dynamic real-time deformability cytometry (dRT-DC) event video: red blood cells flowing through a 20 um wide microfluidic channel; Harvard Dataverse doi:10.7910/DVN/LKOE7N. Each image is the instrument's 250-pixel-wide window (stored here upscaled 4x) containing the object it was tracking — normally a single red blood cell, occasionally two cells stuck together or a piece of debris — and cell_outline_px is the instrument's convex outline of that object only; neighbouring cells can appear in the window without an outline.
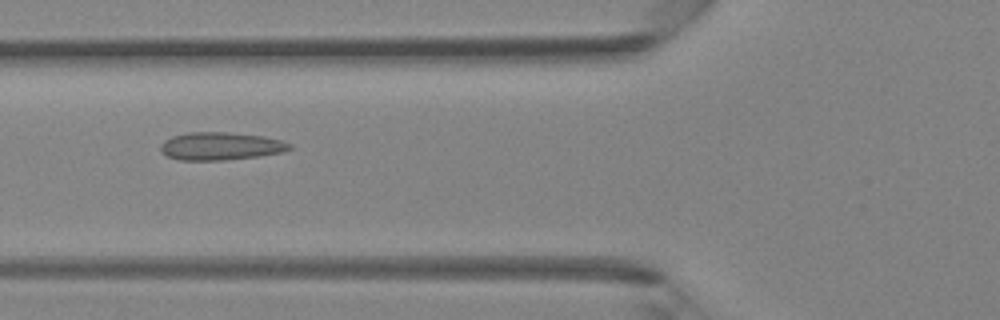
{"species": "Egyptian fruit bat (a non-hibernating species)", "species_latin": "Rousettus aegyptiacus", "temperature_condition": "room temperature", "stored_images_in_passage": 42, "camera_frame_rate_fps": 3000, "um_per_image_px": 0.085, "animal": {"sex": "female"}, "frame": {"image": 1, "passage_image": 16, "time_ms": 5.0, "image_size_px": [1000, 320], "cell_outline_px": [[292, 148], [284, 152], [260, 156], [224, 160], [180, 160], [168, 156], [160, 152], [160, 144], [164, 140], [172, 136], [188, 132], [228, 132], [264, 136], [280, 140], [292, 144]], "centroid_in_image_um": [18.75, 12.42], "position_along_channel_um": 107.0, "area_um2": 21.1}}
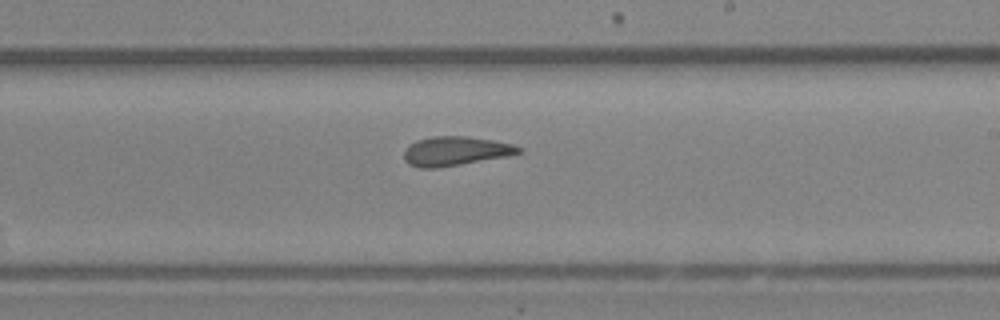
{"frame": {"image": 2, "passage_image": 25, "time_ms": 8.0, "image_size_px": [1000, 320], "cell_outline_px": [[524, 152], [508, 156], [440, 168], [420, 168], [408, 164], [404, 160], [404, 152], [416, 140], [432, 136], [464, 136], [492, 140], [512, 144], [524, 148]], "centroid_in_image_um": [38.75, 12.85], "position_along_channel_um": 250.3, "area_um2": 19.59}}
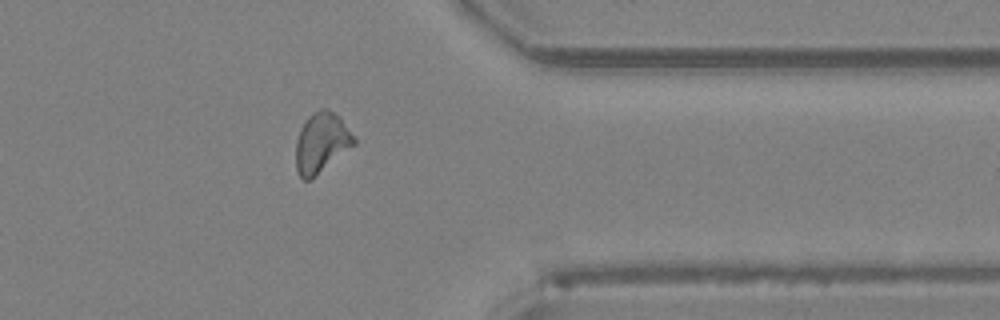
{"frame": {"image": 3, "passage_image": 34, "time_ms": 11.0, "image_size_px": [1000, 320], "cell_outline_px": [[356, 144], [308, 180], [304, 180], [300, 176], [296, 168], [296, 140], [300, 128], [308, 116], [312, 112], [320, 108], [324, 108], [340, 116], [356, 140]], "centroid_in_image_um": [27.31, 12.09], "position_along_channel_um": 384.1, "area_um2": 20.06}}